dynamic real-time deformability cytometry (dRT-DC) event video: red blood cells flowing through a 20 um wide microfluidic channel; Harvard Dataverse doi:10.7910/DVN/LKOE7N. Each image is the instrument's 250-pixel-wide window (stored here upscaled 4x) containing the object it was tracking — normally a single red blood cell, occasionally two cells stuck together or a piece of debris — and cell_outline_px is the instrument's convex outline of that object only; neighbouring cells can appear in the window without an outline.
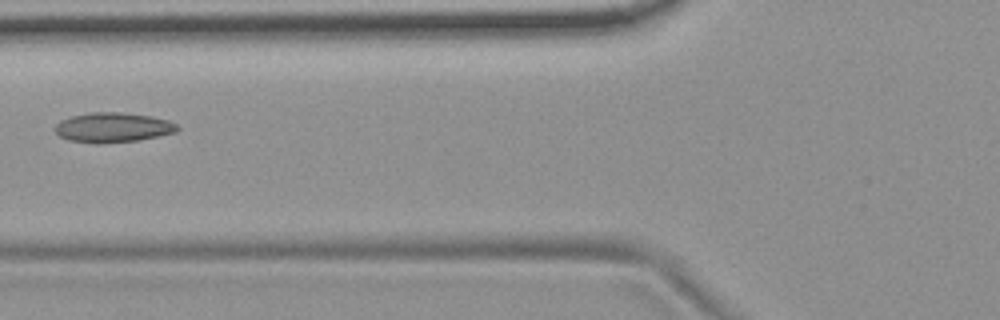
{"species": "common noctule bat (a hibernating species)", "species_latin": "Nyctalus noctula", "temperature_condition": "room temperature", "stored_images_in_passage": 6, "camera_frame_rate_fps": 3000, "um_per_image_px": 0.085, "animal": {"sex": "female", "body_mass_g": 19.9}, "frame": {"image": 1, "passage_image": 6, "time_ms": 1.667, "image_size_px": [1000, 320], "cell_outline_px": [[180, 128], [176, 132], [140, 140], [68, 140], [60, 136], [56, 132], [56, 124], [60, 120], [68, 116], [88, 112], [120, 112], [152, 116], [168, 120], [176, 124]], "centroid_in_image_um": [9.63, 10.77], "position_along_channel_um": 116.2, "area_um2": 20.4}}